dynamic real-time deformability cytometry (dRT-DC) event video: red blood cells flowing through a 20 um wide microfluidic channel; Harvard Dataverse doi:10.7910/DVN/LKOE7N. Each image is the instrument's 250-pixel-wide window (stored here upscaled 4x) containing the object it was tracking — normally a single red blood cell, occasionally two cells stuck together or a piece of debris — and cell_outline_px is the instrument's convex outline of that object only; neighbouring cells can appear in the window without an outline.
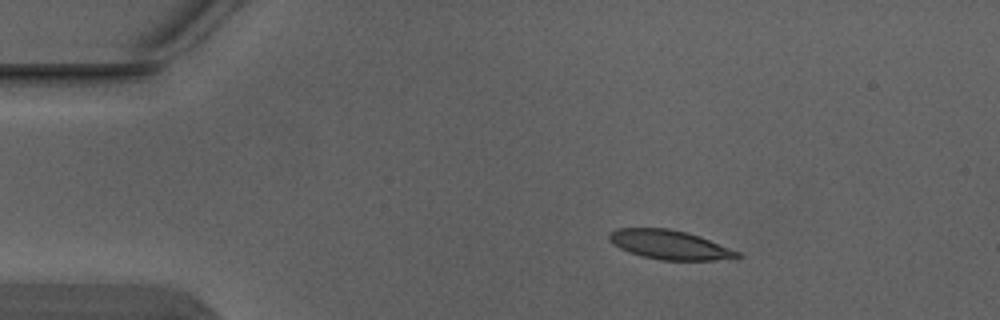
{"species": "Egyptian fruit bat (a non-hibernating species)", "species_latin": "Rousettus aegyptiacus", "temperature_condition": "warm", "stored_images_in_passage": 5, "camera_frame_rate_fps": 3000, "um_per_image_px": 0.085, "animal": {"sex": "male"}, "frame": {"image": 1, "passage_image": 1, "time_ms": 0.0, "image_size_px": [1000, 320], "cell_outline_px": [[744, 256], [712, 260], [660, 260], [628, 252], [612, 244], [608, 240], [608, 236], [616, 228], [668, 228], [688, 232], [700, 236], [740, 252]], "centroid_in_image_um": [56.9, 20.79], "position_along_channel_um": 28.1, "area_um2": 21.73}}
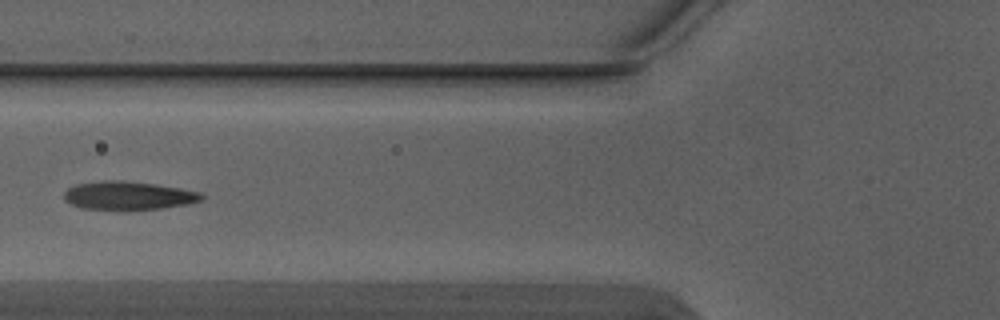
{"frame": {"image": 2, "passage_image": 4, "time_ms": 1.0, "image_size_px": [1000, 320], "cell_outline_px": [[204, 196], [200, 200], [188, 204], [160, 208], [128, 212], [120, 212], [80, 208], [64, 200], [64, 192], [68, 188], [76, 184], [104, 180], [124, 180], [180, 188], [200, 192]], "centroid_in_image_um": [10.85, 16.66], "position_along_channel_um": 114.9, "area_um2": 23.41}}
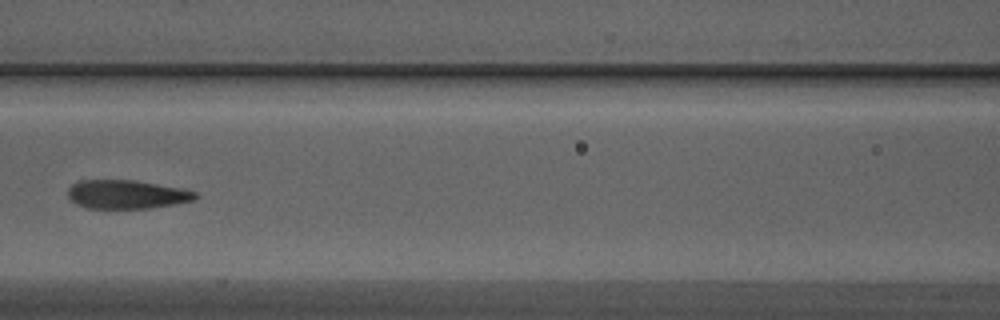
{"frame": {"image": 3, "passage_image": 5, "time_ms": 1.333, "image_size_px": [1000, 320], "cell_outline_px": [[200, 196], [196, 200], [176, 204], [152, 208], [88, 208], [76, 204], [68, 196], [68, 188], [72, 184], [80, 180], [132, 180], [184, 188], [196, 192]], "centroid_in_image_um": [10.82, 16.52], "position_along_channel_um": 155.8, "area_um2": 21.5}}